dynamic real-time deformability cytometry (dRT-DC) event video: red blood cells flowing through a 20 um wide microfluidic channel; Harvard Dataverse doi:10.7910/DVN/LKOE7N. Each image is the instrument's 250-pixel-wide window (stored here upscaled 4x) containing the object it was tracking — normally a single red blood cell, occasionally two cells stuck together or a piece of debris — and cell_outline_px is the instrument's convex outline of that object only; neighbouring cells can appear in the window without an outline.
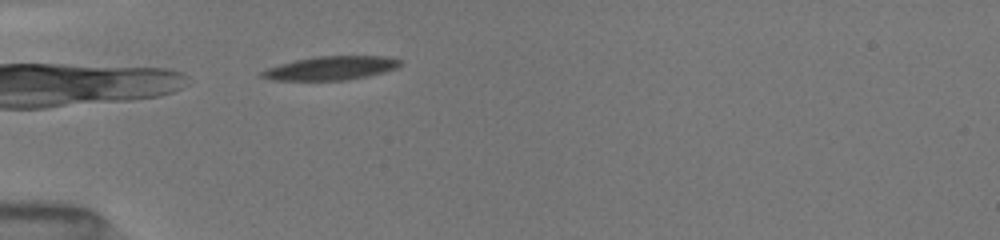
{"species": "common noctule bat (a hibernating species)", "species_latin": "Nyctalus noctula", "temperature_condition": "room temperature", "stored_images_in_passage": 12, "camera_frame_rate_fps": 3000, "um_per_image_px": 0.085, "animal": {"sex": "female", "body_mass_g": 19.5, "forearm_length_mm": 54.1}, "frame": {"image": 1, "passage_image": 1, "time_ms": 0.0, "image_size_px": [1000, 240], "cell_outline_px": [[400, 64], [396, 68], [384, 72], [368, 76], [348, 80], [268, 80], [260, 76], [260, 72], [268, 68], [280, 64], [296, 60], [316, 56], [384, 56], [400, 60]], "centroid_in_image_um": [28.1, 5.79], "position_along_channel_um": 56.9, "area_um2": 19.02}}
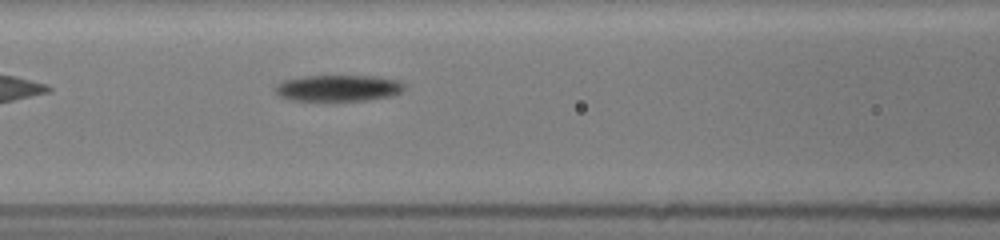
{"frame": {"image": 2, "passage_image": 9, "time_ms": 2.333, "image_size_px": [1000, 240], "cell_outline_px": [[404, 88], [400, 92], [392, 96], [368, 100], [292, 100], [280, 96], [276, 92], [276, 88], [284, 80], [308, 76], [372, 76], [396, 80], [404, 84]], "centroid_in_image_um": [28.79, 7.49], "position_along_channel_um": 137.8, "area_um2": 19.36}}
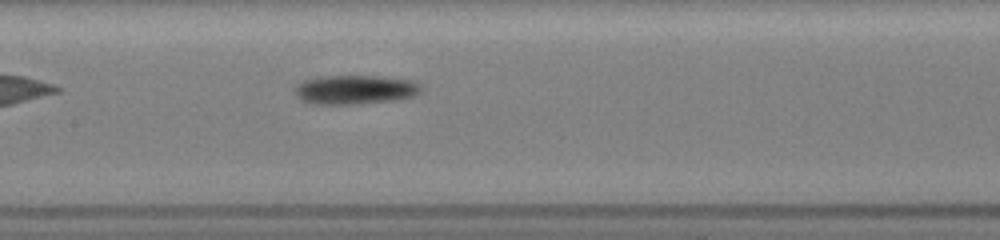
{"frame": {"image": 3, "passage_image": 12, "time_ms": 3.333, "image_size_px": [1000, 240], "cell_outline_px": [[424, 88], [420, 92], [412, 96], [396, 100], [352, 104], [312, 104], [300, 100], [296, 96], [296, 84], [304, 80], [320, 76], [380, 76], [412, 80], [420, 84]], "centroid_in_image_um": [30.18, 7.62], "position_along_channel_um": 177.2, "area_um2": 21.56}}